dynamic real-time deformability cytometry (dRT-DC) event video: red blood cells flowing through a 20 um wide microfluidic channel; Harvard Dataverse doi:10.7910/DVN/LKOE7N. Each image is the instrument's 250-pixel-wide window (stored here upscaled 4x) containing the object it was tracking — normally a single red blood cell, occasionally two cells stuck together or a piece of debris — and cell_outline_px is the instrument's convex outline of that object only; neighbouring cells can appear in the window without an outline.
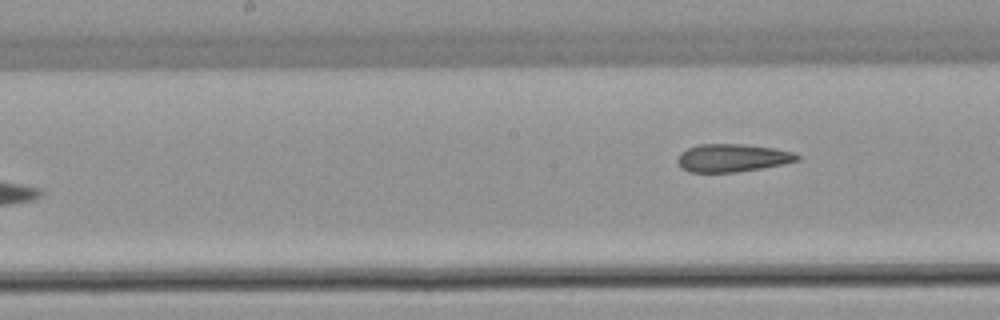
{"species": "common noctule bat (a hibernating species)", "species_latin": "Nyctalus noctula", "temperature_condition": "warm", "stored_images_in_passage": 7, "camera_frame_rate_fps": 3000, "um_per_image_px": 0.085, "animal": {"sex": "female", "body_mass_g": 22.7, "forearm_length_mm": 54.2}, "frame": {"image": 1, "passage_image": 7, "time_ms": 7.333, "image_size_px": [1000, 320], "cell_outline_px": [[800, 160], [784, 164], [736, 172], [688, 172], [680, 168], [676, 160], [680, 152], [688, 148], [700, 144], [744, 144], [772, 148], [792, 152], [800, 156]], "centroid_in_image_um": [62.21, 13.42], "position_along_channel_um": 186.0, "area_um2": 19.48}}